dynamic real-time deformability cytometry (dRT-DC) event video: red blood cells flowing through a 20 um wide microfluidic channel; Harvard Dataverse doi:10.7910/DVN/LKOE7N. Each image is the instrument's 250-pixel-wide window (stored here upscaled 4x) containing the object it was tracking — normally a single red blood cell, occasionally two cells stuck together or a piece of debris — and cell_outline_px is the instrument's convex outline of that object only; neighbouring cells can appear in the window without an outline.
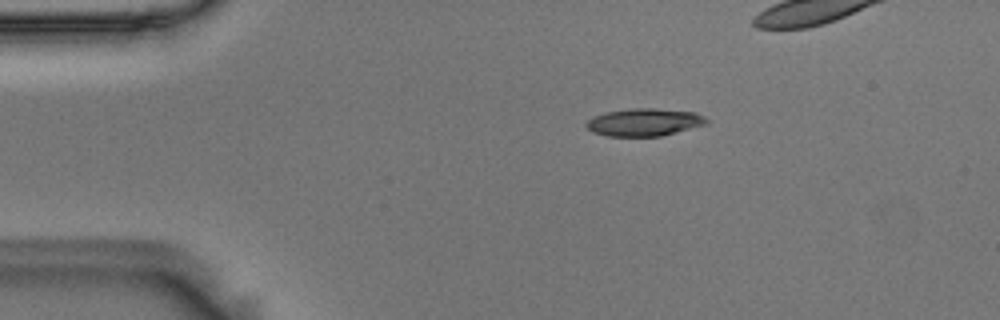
{"species": "Egyptian fruit bat (a non-hibernating species)", "species_latin": "Rousettus aegyptiacus", "temperature_condition": "room temperature", "stored_images_in_passage": 39, "camera_frame_rate_fps": 3000, "um_per_image_px": 0.085, "animal": {"sex": "male"}, "frame": {"image": 1, "passage_image": 1, "time_ms": 0.0, "image_size_px": [1000, 320], "cell_outline_px": [[708, 124], [660, 136], [608, 136], [592, 132], [584, 124], [592, 116], [604, 112], [628, 108], [656, 108], [696, 112], [704, 116], [708, 120]], "centroid_in_image_um": [54.75, 10.37], "position_along_channel_um": 30.3, "area_um2": 19.54}}
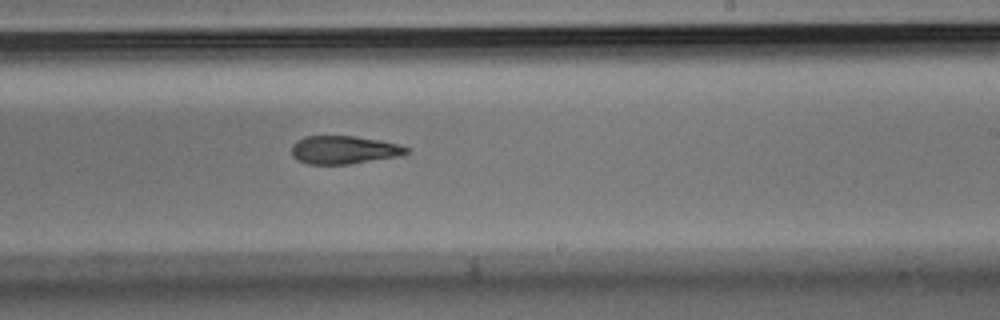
{"frame": {"image": 2, "passage_image": 24, "time_ms": 7.667, "image_size_px": [1000, 320], "cell_outline_px": [[412, 148], [408, 152], [400, 156], [348, 164], [308, 164], [296, 160], [292, 156], [292, 144], [296, 140], [304, 136], [356, 136], [380, 140], [400, 144]], "centroid_in_image_um": [29.24, 12.73], "position_along_channel_um": 259.8, "area_um2": 19.07}}
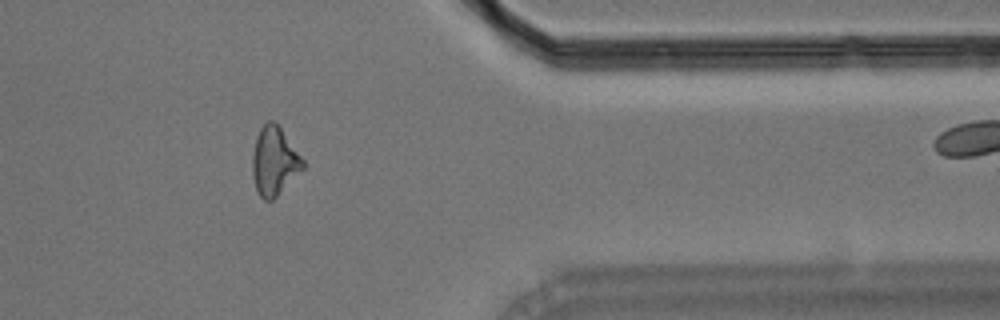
{"frame": {"image": 3, "passage_image": 36, "time_ms": 11.667, "image_size_px": [1000, 320], "cell_outline_px": [[304, 168], [272, 200], [264, 200], [260, 196], [256, 188], [252, 176], [252, 156], [256, 136], [260, 128], [268, 120], [272, 120], [280, 128], [304, 160]], "centroid_in_image_um": [23.29, 13.7], "position_along_channel_um": 388.1, "area_um2": 19.83}}